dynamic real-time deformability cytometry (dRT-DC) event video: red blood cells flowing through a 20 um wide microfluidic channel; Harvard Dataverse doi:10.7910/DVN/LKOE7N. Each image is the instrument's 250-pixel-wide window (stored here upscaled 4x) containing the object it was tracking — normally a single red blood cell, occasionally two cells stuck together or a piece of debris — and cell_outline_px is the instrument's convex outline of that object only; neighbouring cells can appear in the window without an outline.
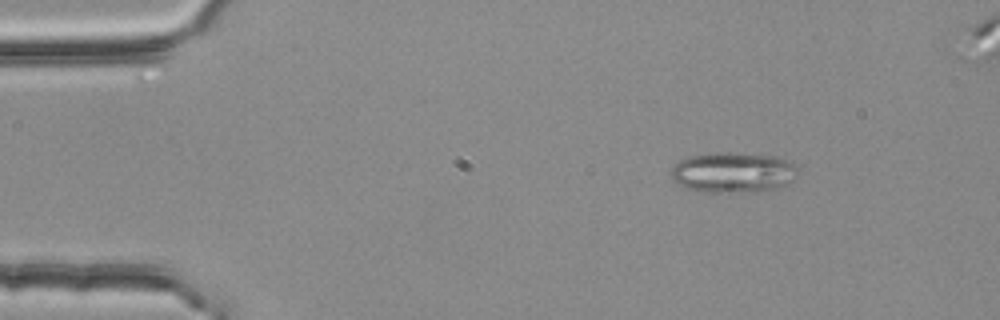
{"species": "common noctule bat (a hibernating species)", "species_latin": "Nyctalus noctula", "temperature_condition": "room temperature", "stored_images_in_passage": 51, "camera_frame_rate_fps": 3000, "um_per_image_px": 0.085, "animal": {"sex": "female", "body_mass_g": 25.1}, "frame": {"image": 1, "passage_image": 3, "time_ms": 0.667, "image_size_px": [1000, 320], "cell_outline_px": [[796, 168], [792, 180], [788, 184], [756, 192], [704, 192], [684, 188], [676, 184], [672, 180], [672, 168], [680, 160], [692, 156], [720, 152], [724, 152], [772, 156], [784, 160], [792, 164]], "centroid_in_image_um": [62.23, 14.68], "position_along_channel_um": 22.8, "area_um2": 29.36}}
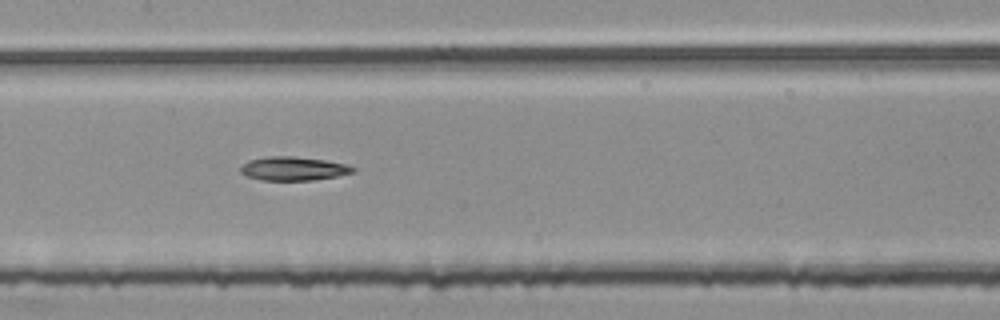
{"frame": {"image": 2, "passage_image": 22, "time_ms": 7.0, "image_size_px": [1000, 320], "cell_outline_px": [[356, 172], [336, 176], [312, 180], [264, 180], [244, 176], [240, 172], [240, 168], [248, 160], [264, 156], [296, 156], [324, 160], [348, 164], [356, 168]], "centroid_in_image_um": [24.94, 14.32], "position_along_channel_um": 182.5, "area_um2": 15.72}}
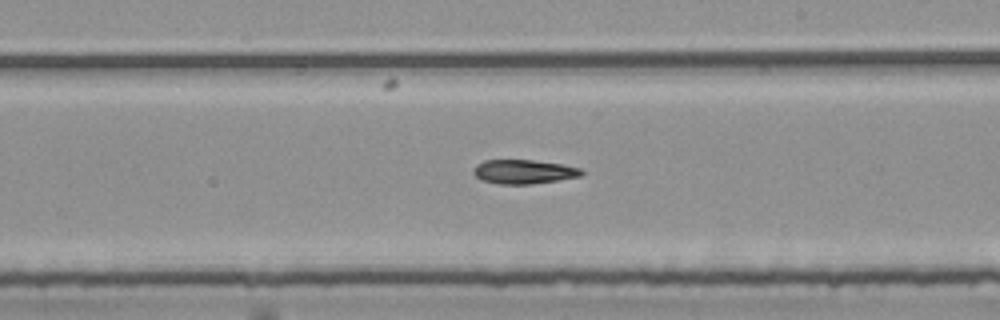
{"frame": {"image": 3, "passage_image": 27, "time_ms": 8.667, "image_size_px": [1000, 320], "cell_outline_px": [[584, 172], [580, 176], [560, 180], [532, 184], [500, 184], [484, 180], [476, 176], [472, 172], [472, 168], [476, 164], [484, 160], [532, 160], [560, 164], [580, 168]], "centroid_in_image_um": [44.5, 14.59], "position_along_channel_um": 244.5, "area_um2": 15.14}}